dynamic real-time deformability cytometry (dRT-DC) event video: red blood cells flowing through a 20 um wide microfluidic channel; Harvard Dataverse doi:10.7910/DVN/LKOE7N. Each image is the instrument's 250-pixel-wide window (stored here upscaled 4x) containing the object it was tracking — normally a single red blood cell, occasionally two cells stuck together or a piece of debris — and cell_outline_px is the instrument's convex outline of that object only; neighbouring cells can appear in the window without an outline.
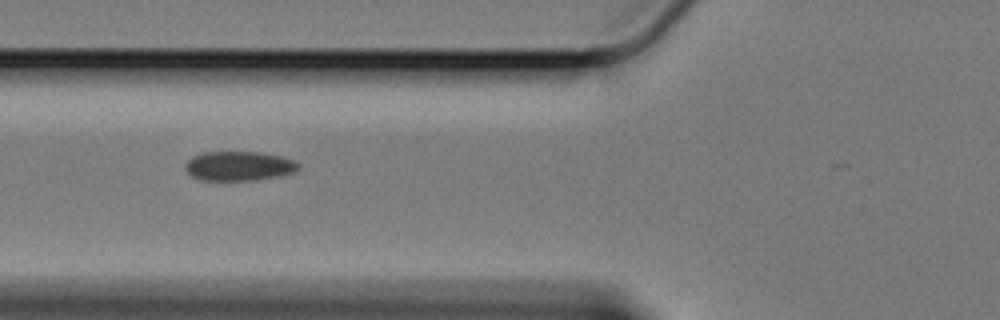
{"species": "Egyptian fruit bat (a non-hibernating species)", "species_latin": "Rousettus aegyptiacus", "temperature_condition": "cold", "stored_images_in_passage": 25, "camera_frame_rate_fps": 3000, "um_per_image_px": 0.085, "animal": {"sex": "female"}, "frame": {"image": 1, "passage_image": 4, "time_ms": 1.0, "image_size_px": [1000, 320], "cell_outline_px": [[300, 168], [296, 172], [280, 176], [256, 180], [200, 180], [192, 176], [188, 172], [188, 160], [192, 156], [204, 152], [264, 152], [284, 156], [296, 160], [300, 164]], "centroid_in_image_um": [20.42, 14.1], "position_along_channel_um": 105.4, "area_um2": 19.59}}
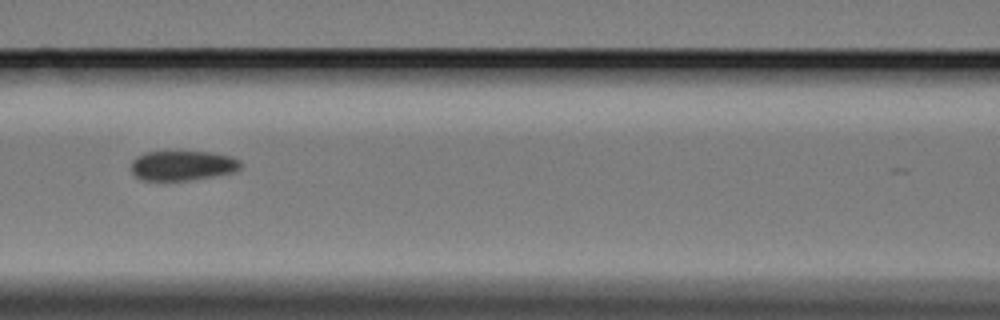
{"frame": {"image": 2, "passage_image": 8, "time_ms": 2.333, "image_size_px": [1000, 320], "cell_outline_px": [[240, 168], [232, 172], [212, 176], [188, 180], [140, 180], [132, 172], [132, 160], [136, 156], [148, 152], [212, 152], [232, 156], [240, 160]], "centroid_in_image_um": [15.51, 14.06], "position_along_channel_um": 151.1, "area_um2": 18.84}}
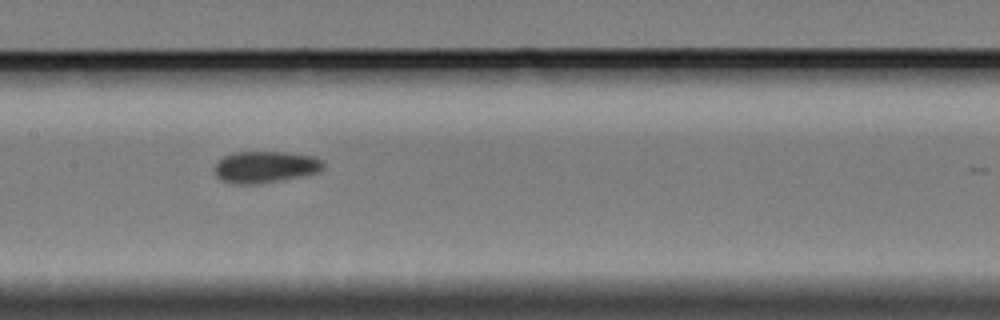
{"frame": {"image": 3, "passage_image": 11, "time_ms": 3.333, "image_size_px": [1000, 320], "cell_outline_px": [[324, 168], [320, 172], [260, 184], [232, 184], [220, 180], [216, 176], [212, 168], [224, 156], [232, 152], [284, 152], [312, 156], [324, 160]], "centroid_in_image_um": [22.52, 14.2], "position_along_channel_um": 184.9, "area_um2": 20.29}}